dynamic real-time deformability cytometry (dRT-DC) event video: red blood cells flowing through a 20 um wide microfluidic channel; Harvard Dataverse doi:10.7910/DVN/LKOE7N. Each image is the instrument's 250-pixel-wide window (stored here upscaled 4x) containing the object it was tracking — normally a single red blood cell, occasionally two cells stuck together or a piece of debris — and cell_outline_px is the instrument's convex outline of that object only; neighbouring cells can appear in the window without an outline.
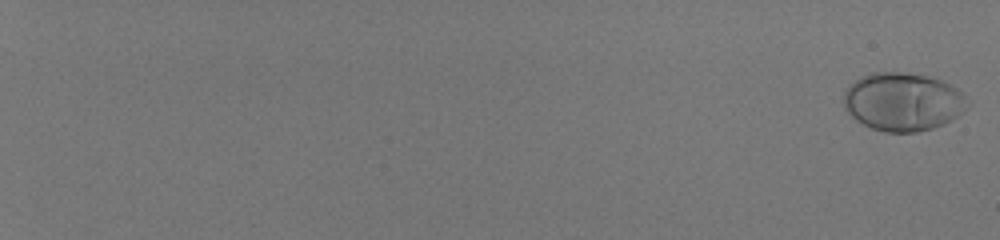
{"species": "human", "species_latin": "Homo sapiens", "temperature_condition": "room temperature", "stored_images_in_passage": 58, "camera_frame_rate_fps": 3000, "um_per_image_px": 0.085, "donor": {"sex": "male"}, "frame": {"image": 1, "passage_image": 1, "time_ms": 0.0, "image_size_px": [1000, 240], "cell_outline_px": [[972, 100], [968, 108], [952, 120], [944, 124], [932, 128], [916, 132], [884, 132], [872, 128], [856, 120], [844, 108], [844, 92], [860, 76], [872, 72], [900, 72], [928, 76], [940, 80], [956, 88]], "centroid_in_image_um": [76.78, 8.65], "position_along_channel_um": 8.2, "area_um2": 42.19}}
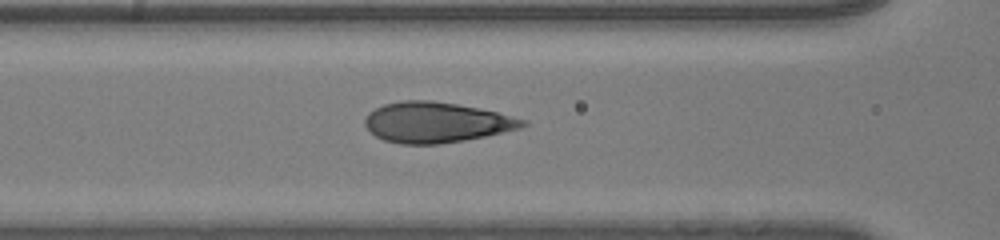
{"frame": {"image": 2, "passage_image": 32, "time_ms": 10.333, "image_size_px": [1000, 240], "cell_outline_px": [[528, 124], [520, 128], [484, 136], [464, 140], [440, 144], [400, 144], [384, 140], [376, 136], [364, 124], [364, 120], [368, 112], [384, 104], [400, 100], [432, 100], [456, 104], [496, 112], [528, 120]], "centroid_in_image_um": [37.05, 10.4], "position_along_channel_um": 129.5, "area_um2": 36.99}}
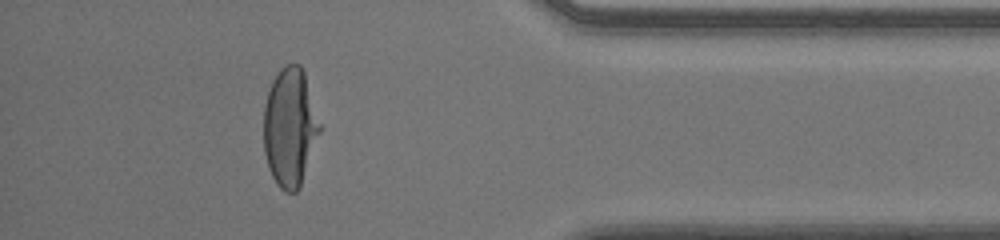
{"frame": {"image": 3, "passage_image": 54, "time_ms": 17.667, "image_size_px": [1000, 240], "cell_outline_px": [[320, 132], [300, 188], [296, 192], [284, 192], [276, 184], [268, 168], [264, 152], [264, 108], [268, 92], [272, 80], [280, 68], [284, 64], [300, 64], [304, 72], [320, 124]], "centroid_in_image_um": [24.63, 10.84], "position_along_channel_um": 410.6, "area_um2": 38.67}, "authors_computed_cell_mechanics": {"area_um2": 37.7723, "velocity_mm_per_s": 4.0748, "shape_relaxation_time_tau1_ms": 4.1016, "shape_relaxation_time_tau2_ms": null, "deformation_change_tau1": 0.2315, "deformation_change_tau2": null}}